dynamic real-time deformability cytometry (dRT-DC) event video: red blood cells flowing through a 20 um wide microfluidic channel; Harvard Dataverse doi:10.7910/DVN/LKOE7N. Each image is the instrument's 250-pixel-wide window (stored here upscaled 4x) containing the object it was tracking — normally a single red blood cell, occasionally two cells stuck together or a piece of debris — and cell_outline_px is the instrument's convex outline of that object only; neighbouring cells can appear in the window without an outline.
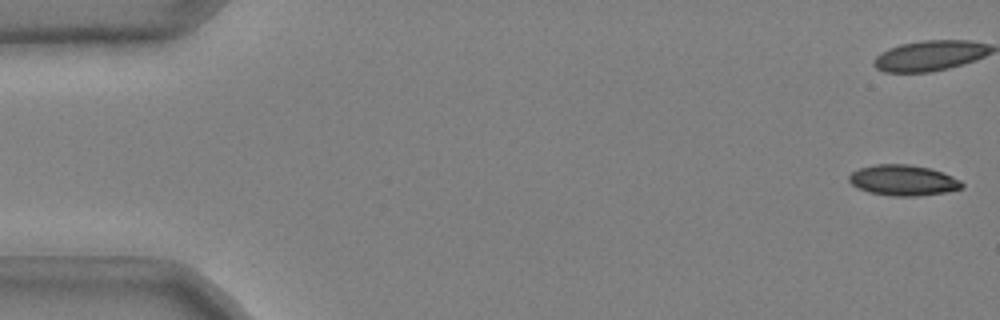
{"species": "common noctule bat (a hibernating species)", "species_latin": "Nyctalus noctula", "temperature_condition": "cold", "stored_images_in_passage": 50, "camera_frame_rate_fps": 3000, "um_per_image_px": 0.085, "animal": {"sex": "male", "body_mass_g": 20.4}, "frame": {"image": 1, "passage_image": 1, "time_ms": 0.0, "image_size_px": [1000, 320], "cell_outline_px": [[964, 188], [948, 192], [916, 196], [892, 196], [868, 192], [852, 184], [848, 180], [848, 176], [852, 172], [860, 168], [876, 164], [908, 164], [928, 168], [952, 176], [960, 180], [964, 184]], "centroid_in_image_um": [76.78, 15.33], "position_along_channel_um": 8.2, "area_um2": 20.11}, "authors_computed_cell_mechanics": {"area_um2": 21.8773, "velocity_mm_per_s": 3.7146, "shape_relaxation_time_tau1_ms": 6.0403, "shape_relaxation_time_tau2_ms": null, "deformation_change_tau1": 0.1444, "deformation_change_tau2": null}}